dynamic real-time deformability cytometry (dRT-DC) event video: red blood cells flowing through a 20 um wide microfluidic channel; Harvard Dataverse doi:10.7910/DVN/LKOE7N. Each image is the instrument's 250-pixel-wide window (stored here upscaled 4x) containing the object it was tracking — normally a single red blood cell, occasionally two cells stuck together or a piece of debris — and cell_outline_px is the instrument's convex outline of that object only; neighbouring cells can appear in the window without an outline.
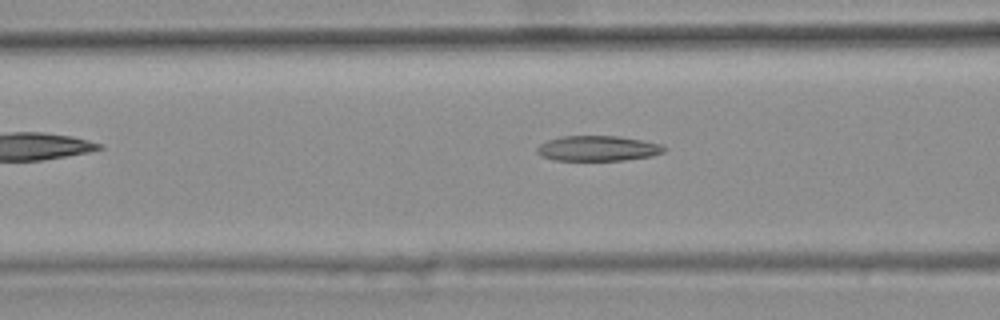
{"species": "common noctule bat (a hibernating species)", "species_latin": "Nyctalus noctula", "temperature_condition": "warm", "stored_images_in_passage": 30, "camera_frame_rate_fps": 3000, "um_per_image_px": 0.085, "animal": {"sex": "female", "body_mass_g": 25.1}, "frame": {"image": 1, "passage_image": 5, "time_ms": 1.333, "image_size_px": [1000, 320], "cell_outline_px": [[668, 148], [664, 152], [652, 156], [624, 160], [556, 160], [540, 156], [536, 152], [536, 148], [540, 144], [548, 140], [560, 136], [616, 136], [640, 140], [660, 144]], "centroid_in_image_um": [50.8, 12.61], "position_along_channel_um": 115.8, "area_um2": 18.67}}
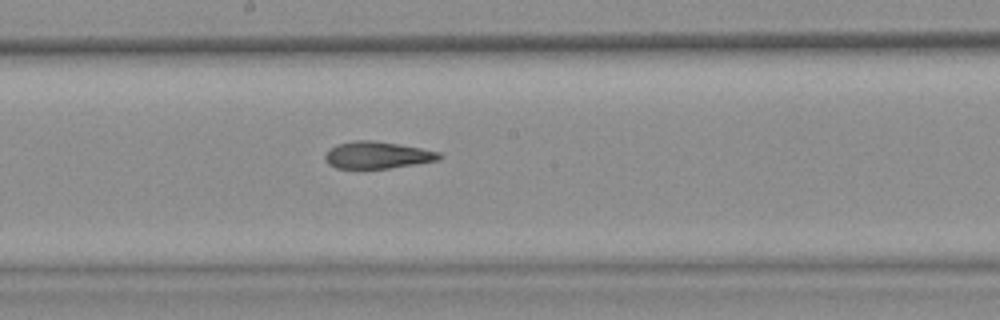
{"frame": {"image": 2, "passage_image": 13, "time_ms": 4.0, "image_size_px": [1000, 320], "cell_outline_px": [[444, 156], [440, 160], [416, 164], [388, 168], [336, 168], [328, 164], [324, 160], [324, 156], [328, 148], [336, 144], [356, 140], [372, 140], [400, 144], [440, 152]], "centroid_in_image_um": [32.06, 13.17], "position_along_channel_um": 216.1, "area_um2": 18.15}}
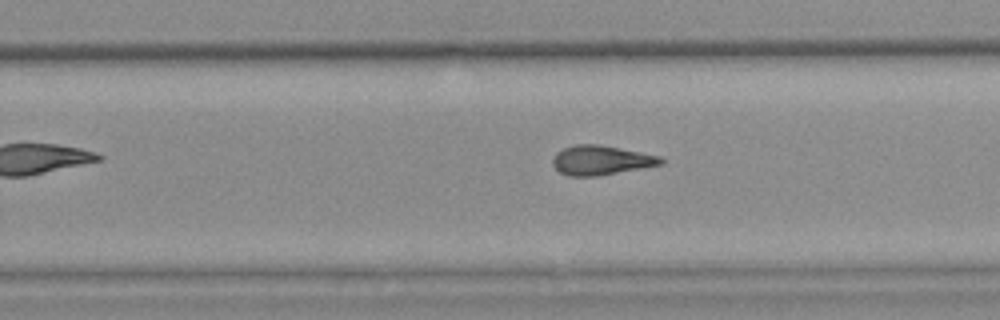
{"frame": {"image": 3, "passage_image": 18, "time_ms": 5.667, "image_size_px": [1000, 320], "cell_outline_px": [[664, 164], [596, 176], [568, 176], [560, 172], [552, 164], [552, 156], [556, 152], [564, 148], [576, 144], [600, 144], [660, 156], [664, 160]], "centroid_in_image_um": [51.06, 13.61], "position_along_channel_um": 278.7, "area_um2": 18.55}, "authors_computed_cell_mechanics": {"area_um2": 18.5538, "velocity_mm_per_s": 3.7651, "shape_relaxation_time_tau1_ms": null, "shape_relaxation_time_tau2_ms": 3.6063, "deformation_change_tau1": null, "deformation_change_tau2": 0.1357}}